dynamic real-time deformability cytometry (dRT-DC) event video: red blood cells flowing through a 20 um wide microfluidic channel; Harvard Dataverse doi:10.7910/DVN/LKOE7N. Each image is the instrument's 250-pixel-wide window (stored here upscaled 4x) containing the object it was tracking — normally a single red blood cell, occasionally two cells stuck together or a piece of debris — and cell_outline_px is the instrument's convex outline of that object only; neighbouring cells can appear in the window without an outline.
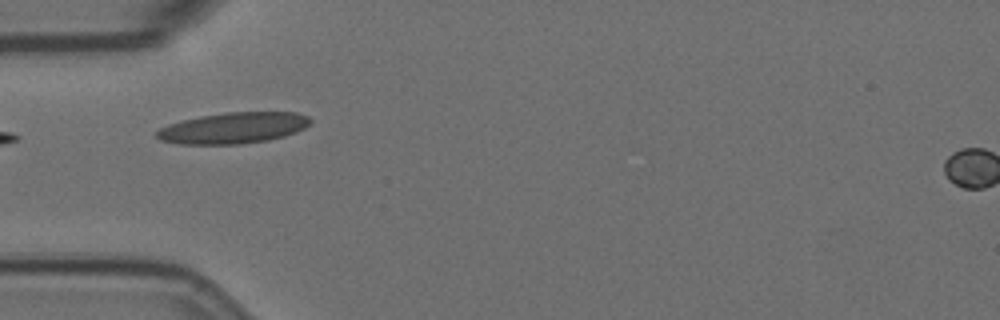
{"species": "Egyptian fruit bat (a non-hibernating species)", "species_latin": "Rousettus aegyptiacus", "temperature_condition": "room temperature", "stored_images_in_passage": 2, "camera_frame_rate_fps": 3000, "um_per_image_px": 0.085, "animal": {"sex": "female"}, "frame": {"image": 1, "passage_image": 2, "time_ms": 1.333, "image_size_px": [1000, 320], "cell_outline_px": [[312, 124], [296, 132], [284, 136], [268, 140], [240, 144], [180, 144], [160, 140], [156, 136], [156, 132], [160, 128], [168, 124], [200, 116], [228, 112], [296, 112], [308, 116], [312, 120]], "centroid_in_image_um": [19.86, 10.87], "position_along_channel_um": 65.1, "area_um2": 27.86}}